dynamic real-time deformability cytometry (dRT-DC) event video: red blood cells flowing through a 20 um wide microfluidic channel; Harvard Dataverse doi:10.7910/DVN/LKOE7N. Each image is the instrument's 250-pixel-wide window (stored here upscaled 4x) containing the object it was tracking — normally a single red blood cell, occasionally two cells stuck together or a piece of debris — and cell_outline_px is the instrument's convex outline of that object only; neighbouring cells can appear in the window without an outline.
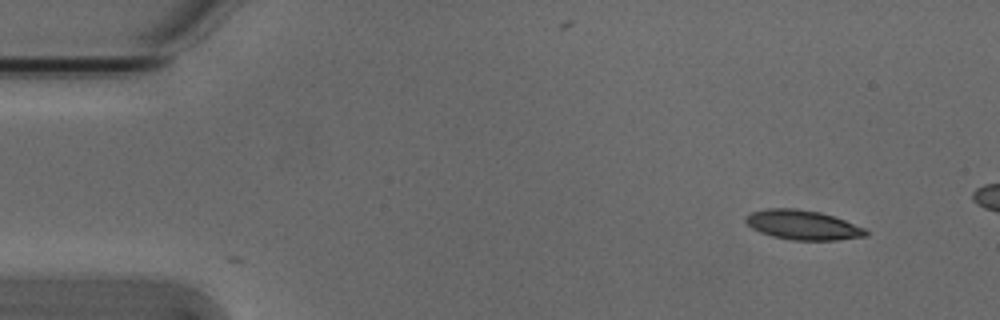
{"species": "Egyptian fruit bat (a non-hibernating species)", "species_latin": "Rousettus aegyptiacus", "temperature_condition": "cold", "stored_images_in_passage": 4, "camera_frame_rate_fps": 3000, "um_per_image_px": 0.085, "animal": {"sex": "male"}, "frame": {"image": 1, "passage_image": 1, "time_ms": 0.0, "image_size_px": [1000, 320], "cell_outline_px": [[868, 236], [836, 240], [792, 240], [772, 236], [760, 232], [752, 228], [744, 220], [744, 216], [752, 212], [768, 208], [796, 208], [820, 212], [844, 220], [864, 228], [868, 232]], "centroid_in_image_um": [68.21, 19.12], "position_along_channel_um": 16.8, "area_um2": 20.63}}